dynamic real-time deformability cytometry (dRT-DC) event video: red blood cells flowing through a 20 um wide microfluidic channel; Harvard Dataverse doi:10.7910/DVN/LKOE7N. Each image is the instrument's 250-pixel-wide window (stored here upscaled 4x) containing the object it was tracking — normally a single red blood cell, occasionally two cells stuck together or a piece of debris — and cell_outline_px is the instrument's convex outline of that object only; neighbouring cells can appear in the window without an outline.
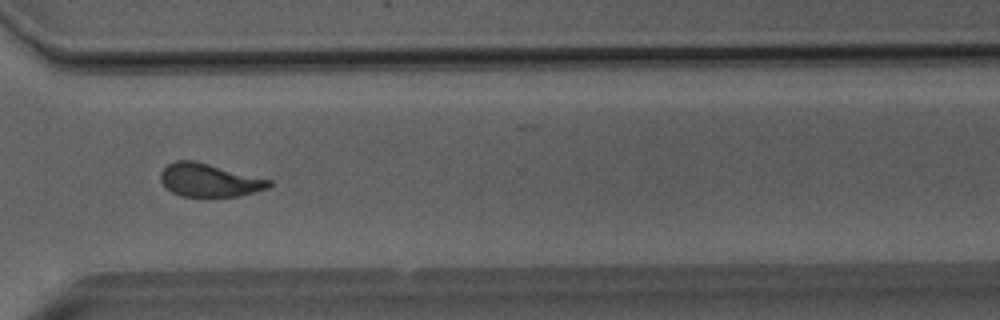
{"species": "Egyptian fruit bat (a non-hibernating species)", "species_latin": "Rousettus aegyptiacus", "temperature_condition": "room temperature", "stored_images_in_passage": 50, "camera_frame_rate_fps": 3000, "um_per_image_px": 0.085, "animal": {"sex": "male"}, "frame": {"image": 1, "passage_image": 37, "time_ms": 12.0, "image_size_px": [1000, 320], "cell_outline_px": [[272, 184], [268, 188], [236, 196], [180, 196], [164, 188], [160, 180], [160, 172], [168, 164], [176, 160], [196, 160], [272, 180]], "centroid_in_image_um": [17.74, 15.3], "position_along_channel_um": 352.9, "area_um2": 21.04}}
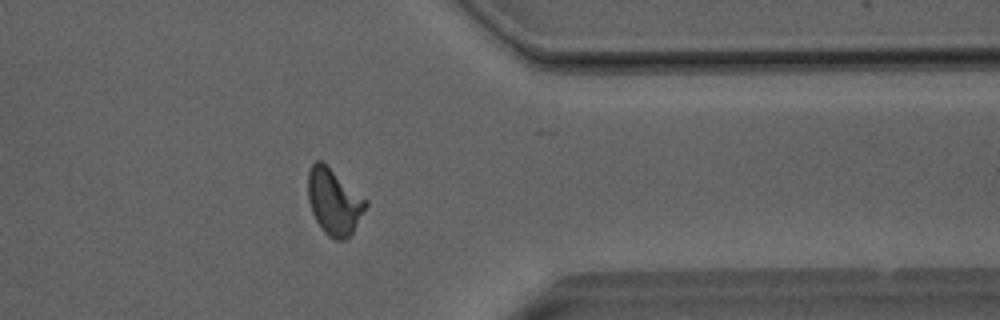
{"frame": {"image": 2, "passage_image": 40, "time_ms": 13.0, "image_size_px": [1000, 320], "cell_outline_px": [[368, 204], [352, 232], [344, 240], [336, 240], [328, 236], [324, 232], [316, 220], [312, 212], [308, 200], [308, 172], [312, 164], [316, 160], [320, 160], [368, 200]], "centroid_in_image_um": [28.38, 17.15], "position_along_channel_um": 383.0, "area_um2": 21.91}}
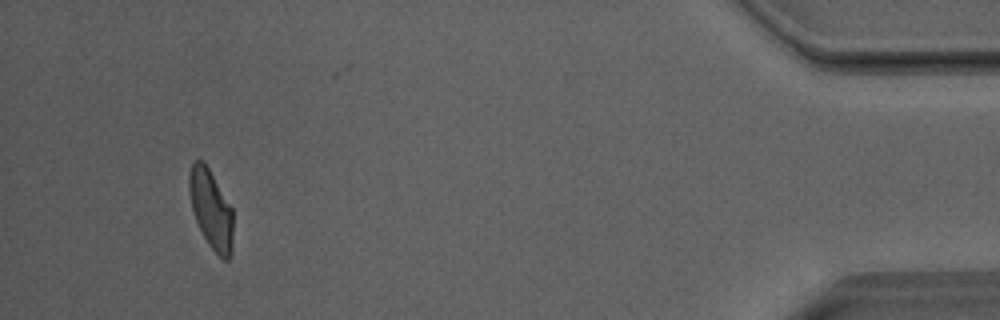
{"frame": {"image": 3, "passage_image": 47, "time_ms": 15.333, "image_size_px": [1000, 320], "cell_outline_px": [[232, 256], [228, 260], [224, 260], [208, 244], [196, 220], [192, 208], [188, 188], [188, 176], [192, 164], [196, 160], [204, 160], [232, 208]], "centroid_in_image_um": [17.93, 17.77], "position_along_channel_um": 417.3, "area_um2": 20.06}, "authors_computed_cell_mechanics": {"area_um2": 21.6461, "velocity_mm_per_s": 4.0485, "shape_relaxation_time_tau1_ms": 7.5781, "shape_relaxation_time_tau2_ms": 1.1121, "deformation_change_tau1": 0.1875, "deformation_change_tau2": 0.074}}